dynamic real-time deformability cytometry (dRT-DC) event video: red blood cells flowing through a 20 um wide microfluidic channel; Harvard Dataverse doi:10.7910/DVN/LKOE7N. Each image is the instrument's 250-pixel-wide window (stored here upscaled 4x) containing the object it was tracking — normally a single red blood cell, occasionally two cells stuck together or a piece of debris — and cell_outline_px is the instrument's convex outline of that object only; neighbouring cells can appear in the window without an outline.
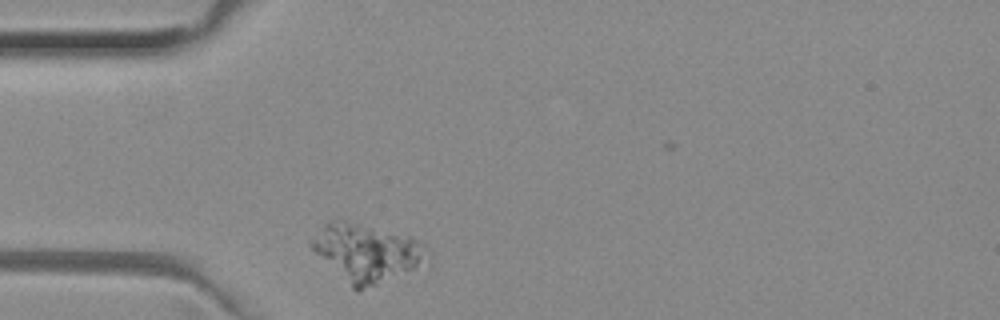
{"species": "common noctule bat (a hibernating species)", "species_latin": "Nyctalus noctula", "temperature_condition": "room temperature", "stored_images_in_passage": 42, "camera_frame_rate_fps": 3000, "um_per_image_px": 0.085, "animal": {"sex": "female", "body_mass_g": 29.2, "forearm_length_mm": 56.3}, "frame": {"image": 1, "passage_image": 3, "time_ms": 0.667, "image_size_px": [1000, 320], "cell_outline_px": [[432, 264], [356, 292], [308, 244], [308, 240], [328, 220], [336, 216], [412, 236], [420, 240], [432, 252]], "centroid_in_image_um": [31.28, 21.44], "position_along_channel_um": 53.7, "area_um2": 40.58}}
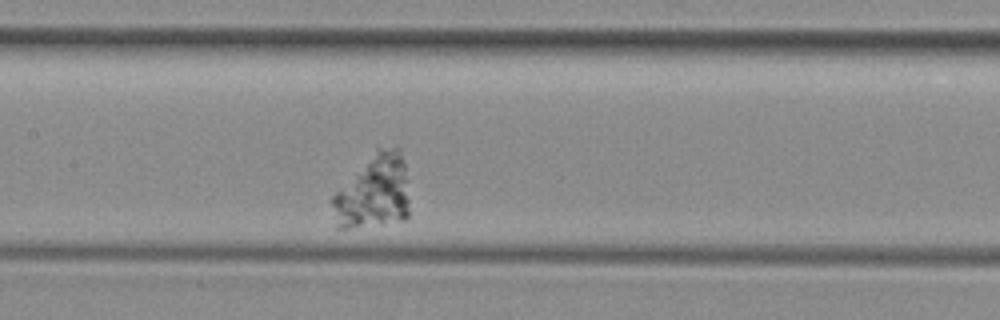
{"frame": {"image": 2, "passage_image": 14, "time_ms": 4.333, "image_size_px": [1000, 320], "cell_outline_px": [[408, 216], [404, 220], [380, 224], [348, 228], [336, 228], [332, 204], [332, 196], [376, 148], [396, 148], [400, 152], [404, 160], [408, 200]], "centroid_in_image_um": [31.74, 16.33], "position_along_channel_um": 175.7, "area_um2": 32.95}}
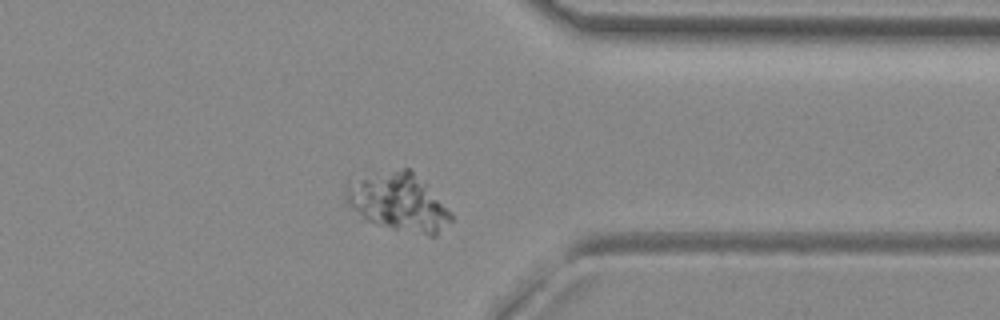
{"frame": {"image": 3, "passage_image": 31, "time_ms": 10.0, "image_size_px": [1000, 320], "cell_outline_px": [[452, 220], [436, 236], [428, 236], [392, 228], [364, 220], [344, 204], [344, 196], [348, 180], [404, 168], [408, 168], [452, 212]], "centroid_in_image_um": [33.8, 17.22], "position_along_channel_um": 377.6, "area_um2": 35.2}}